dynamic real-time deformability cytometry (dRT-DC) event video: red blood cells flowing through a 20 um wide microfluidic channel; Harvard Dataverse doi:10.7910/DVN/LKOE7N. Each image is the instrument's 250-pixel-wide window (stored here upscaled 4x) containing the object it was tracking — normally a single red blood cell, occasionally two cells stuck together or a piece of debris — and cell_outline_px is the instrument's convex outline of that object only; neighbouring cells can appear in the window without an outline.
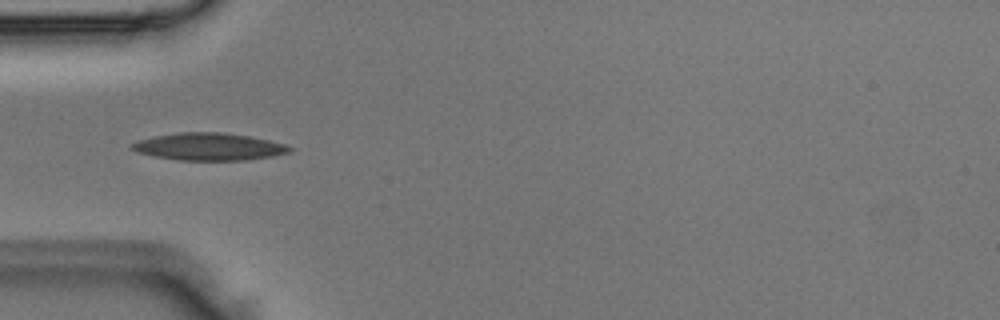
{"species": "Egyptian fruit bat (a non-hibernating species)", "species_latin": "Rousettus aegyptiacus", "temperature_condition": "room temperature", "stored_images_in_passage": 6, "camera_frame_rate_fps": 3000, "um_per_image_px": 0.085, "animal": {"sex": "male"}, "frame": {"image": 1, "passage_image": 5, "time_ms": 1.333, "image_size_px": [1000, 320], "cell_outline_px": [[292, 152], [272, 156], [244, 160], [176, 160], [152, 156], [136, 152], [128, 144], [136, 140], [152, 136], [180, 132], [220, 132], [248, 136], [268, 140], [284, 144], [292, 148]], "centroid_in_image_um": [17.68, 12.47], "position_along_channel_um": 67.3, "area_um2": 25.26}}
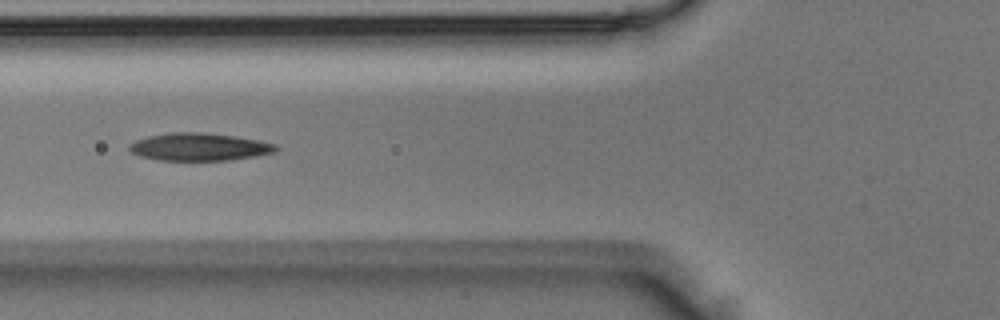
{"frame": {"image": 2, "passage_image": 6, "time_ms": 1.667, "image_size_px": [1000, 320], "cell_outline_px": [[280, 148], [272, 152], [252, 156], [228, 160], [160, 160], [140, 156], [132, 152], [128, 148], [128, 144], [136, 140], [148, 136], [168, 132], [204, 132], [260, 140], [276, 144]], "centroid_in_image_um": [16.9, 12.47], "position_along_channel_um": 108.9, "area_um2": 23.47}}